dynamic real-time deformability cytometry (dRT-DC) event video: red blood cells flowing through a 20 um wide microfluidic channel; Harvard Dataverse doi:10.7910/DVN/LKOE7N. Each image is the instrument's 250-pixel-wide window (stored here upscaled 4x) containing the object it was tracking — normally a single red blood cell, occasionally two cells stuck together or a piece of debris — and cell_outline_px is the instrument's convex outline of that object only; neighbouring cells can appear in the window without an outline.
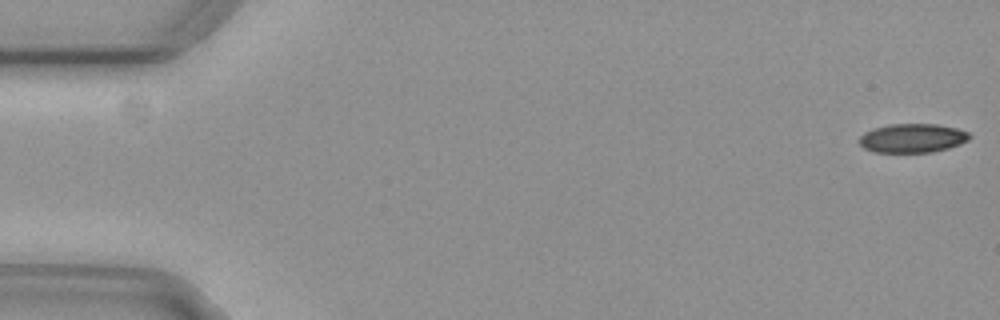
{"species": "common noctule bat (a hibernating species)", "species_latin": "Nyctalus noctula", "temperature_condition": "cold", "stored_images_in_passage": 24, "camera_frame_rate_fps": 3000, "um_per_image_px": 0.085, "animal": {"sex": "female", "body_mass_g": 29.2, "forearm_length_mm": 56.3}, "frame": {"image": 1, "passage_image": 1, "time_ms": 0.0, "image_size_px": [1000, 320], "cell_outline_px": [[972, 136], [968, 140], [960, 144], [948, 148], [932, 152], [872, 152], [864, 148], [860, 144], [860, 136], [864, 132], [888, 124], [936, 124], [956, 128], [968, 132]], "centroid_in_image_um": [77.57, 11.74], "position_along_channel_um": 7.4, "area_um2": 18.55}}
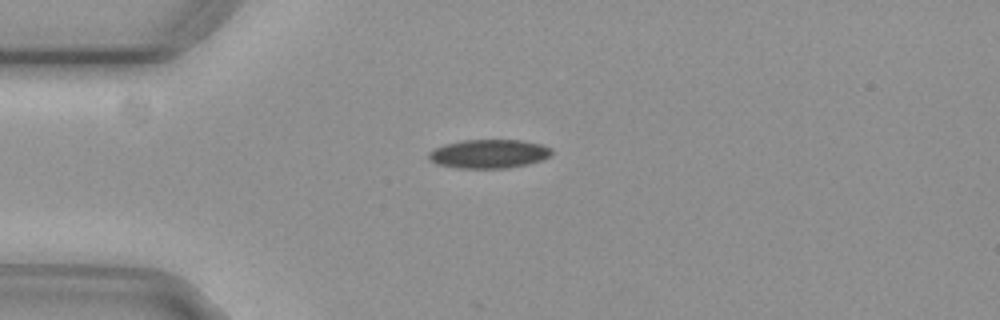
{"frame": {"image": 2, "passage_image": 14, "time_ms": 4.333, "image_size_px": [1000, 320], "cell_outline_px": [[552, 156], [544, 160], [528, 164], [508, 168], [456, 168], [436, 164], [428, 156], [436, 148], [448, 144], [464, 140], [520, 140], [540, 144], [552, 148]], "centroid_in_image_um": [41.64, 13.09], "position_along_channel_um": 43.4, "area_um2": 20.52}}